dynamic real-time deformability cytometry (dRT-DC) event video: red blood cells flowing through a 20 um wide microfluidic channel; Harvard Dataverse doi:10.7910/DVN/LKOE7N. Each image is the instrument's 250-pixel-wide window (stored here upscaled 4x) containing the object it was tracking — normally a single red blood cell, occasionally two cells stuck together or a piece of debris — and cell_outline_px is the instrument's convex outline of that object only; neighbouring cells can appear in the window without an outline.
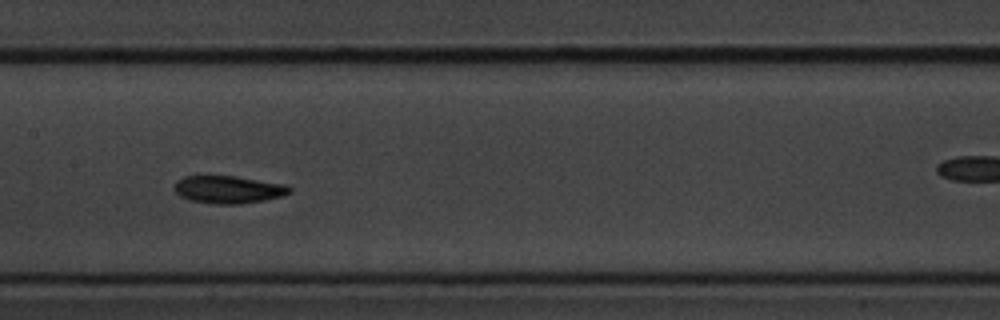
{"species": "common noctule bat (a hibernating species)", "species_latin": "Nyctalus noctula", "temperature_condition": "cold", "stored_images_in_passage": 11, "camera_frame_rate_fps": 3000, "um_per_image_px": 0.085, "animal": {"sex": "male", "body_mass_g": 20.1, "forearm_length_mm": 53.5}, "frame": {"image": 1, "passage_image": 8, "time_ms": 2.333, "image_size_px": [1000, 320], "cell_outline_px": [[292, 192], [280, 196], [264, 200], [240, 204], [212, 204], [188, 200], [180, 196], [176, 192], [176, 180], [184, 176], [208, 172], [236, 176], [284, 184], [292, 188]], "centroid_in_image_um": [19.34, 16.06], "position_along_channel_um": 188.1, "area_um2": 19.25}}
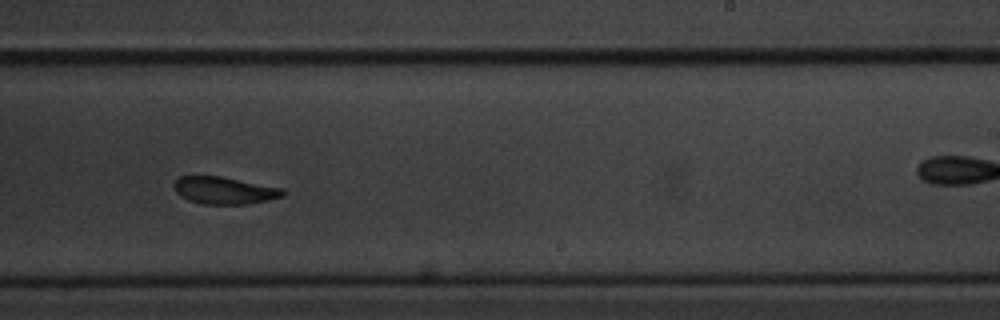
{"frame": {"image": 2, "passage_image": 10, "time_ms": 3.0, "image_size_px": [1000, 320], "cell_outline_px": [[284, 196], [268, 200], [244, 204], [204, 204], [188, 200], [180, 196], [172, 188], [172, 184], [180, 176], [220, 176], [284, 188]], "centroid_in_image_um": [19.04, 16.18], "position_along_channel_um": 270.0, "area_um2": 17.34}}